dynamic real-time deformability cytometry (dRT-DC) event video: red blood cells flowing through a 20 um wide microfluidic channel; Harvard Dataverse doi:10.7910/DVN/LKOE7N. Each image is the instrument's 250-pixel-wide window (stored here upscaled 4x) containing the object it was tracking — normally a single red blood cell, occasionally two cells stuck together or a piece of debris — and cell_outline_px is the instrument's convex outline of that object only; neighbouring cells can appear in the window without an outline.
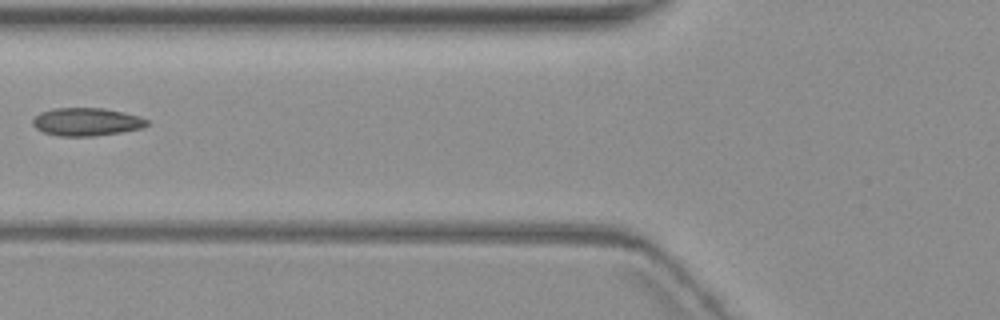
{"species": "common noctule bat (a hibernating species)", "species_latin": "Nyctalus noctula", "temperature_condition": "warm", "stored_images_in_passage": 6, "camera_frame_rate_fps": 3000, "um_per_image_px": 0.085, "animal": {"sex": "female", "body_mass_g": 19.3, "forearm_length_mm": 54.1}, "frame": {"image": 1, "passage_image": 6, "time_ms": 6.0, "image_size_px": [1000, 320], "cell_outline_px": [[148, 124], [140, 128], [120, 132], [92, 136], [60, 136], [44, 132], [36, 128], [32, 124], [32, 120], [40, 112], [52, 108], [104, 108], [124, 112], [140, 116], [148, 120]], "centroid_in_image_um": [7.34, 10.34], "position_along_channel_um": 118.5, "area_um2": 18.55}}